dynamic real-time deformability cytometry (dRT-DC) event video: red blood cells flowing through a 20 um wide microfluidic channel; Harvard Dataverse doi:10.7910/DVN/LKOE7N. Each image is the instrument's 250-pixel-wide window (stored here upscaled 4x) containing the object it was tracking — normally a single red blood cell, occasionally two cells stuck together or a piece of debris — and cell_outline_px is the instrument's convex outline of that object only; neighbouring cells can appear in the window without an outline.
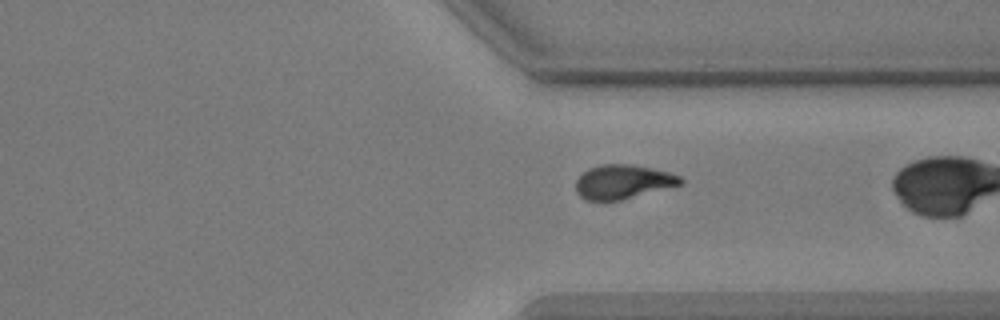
{"species": "common noctule bat (a hibernating species)", "species_latin": "Nyctalus noctula", "temperature_condition": "warm", "stored_images_in_passage": 38, "camera_frame_rate_fps": 3000, "um_per_image_px": 0.085, "animal": {"sex": "male", "body_mass_g": 17.9, "forearm_length_mm": 54.2}, "frame": {"image": 1, "passage_image": 36, "time_ms": 11.667, "image_size_px": [1000, 320], "cell_outline_px": [[684, 180], [680, 184], [620, 200], [584, 200], [576, 192], [576, 180], [588, 168], [600, 164], [632, 164], [668, 172], [680, 176]], "centroid_in_image_um": [52.9, 15.44], "position_along_channel_um": 358.5, "area_um2": 20.52}}